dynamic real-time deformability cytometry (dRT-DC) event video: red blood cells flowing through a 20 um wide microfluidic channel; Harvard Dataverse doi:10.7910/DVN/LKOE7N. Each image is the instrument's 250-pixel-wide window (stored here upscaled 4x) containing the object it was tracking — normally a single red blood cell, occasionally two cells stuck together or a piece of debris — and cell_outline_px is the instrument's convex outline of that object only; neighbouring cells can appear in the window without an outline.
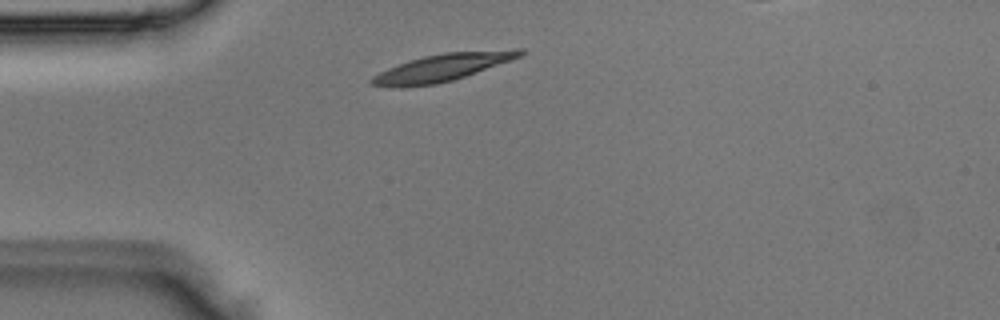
{"species": "Egyptian fruit bat (a non-hibernating species)", "species_latin": "Rousettus aegyptiacus", "temperature_condition": "room temperature", "stored_images_in_passage": 1, "camera_frame_rate_fps": 3000, "um_per_image_px": 0.085, "animal": {"sex": "male"}, "frame": {"image": 1, "passage_image": 1, "time_ms": 0.0, "image_size_px": [1000, 320], "cell_outline_px": [[528, 52], [520, 56], [464, 76], [452, 80], [436, 84], [400, 88], [368, 84], [368, 80], [372, 76], [388, 68], [424, 56], [444, 52], [516, 48], [524, 48]], "centroid_in_image_um": [37.6, 5.73], "position_along_channel_um": 47.4, "area_um2": 23.58}}